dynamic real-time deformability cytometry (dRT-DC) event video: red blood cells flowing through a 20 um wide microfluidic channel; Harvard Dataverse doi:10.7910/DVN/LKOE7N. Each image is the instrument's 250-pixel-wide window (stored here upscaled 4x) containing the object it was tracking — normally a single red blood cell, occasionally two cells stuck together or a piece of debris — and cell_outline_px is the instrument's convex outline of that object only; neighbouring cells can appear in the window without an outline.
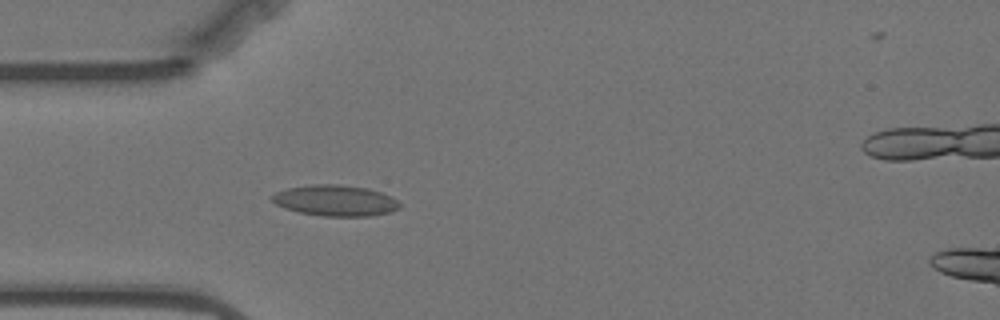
{"species": "Egyptian fruit bat (a non-hibernating species)", "species_latin": "Rousettus aegyptiacus", "temperature_condition": "warm", "stored_images_in_passage": 58, "segment_of_instrument_passage": [1, 2], "camera_frame_rate_fps": 3000, "um_per_image_px": 0.085, "animal": {"sex": "female"}, "frame": {"image": 1, "passage_image": 16, "time_ms": 5.0, "image_size_px": [1000, 320], "cell_outline_px": [[400, 208], [392, 212], [372, 216], [324, 216], [300, 212], [284, 208], [276, 204], [268, 196], [276, 192], [288, 188], [312, 184], [340, 184], [368, 188], [392, 196], [400, 204]], "centroid_in_image_um": [28.51, 17.04], "position_along_channel_um": 56.5, "area_um2": 23.18}}
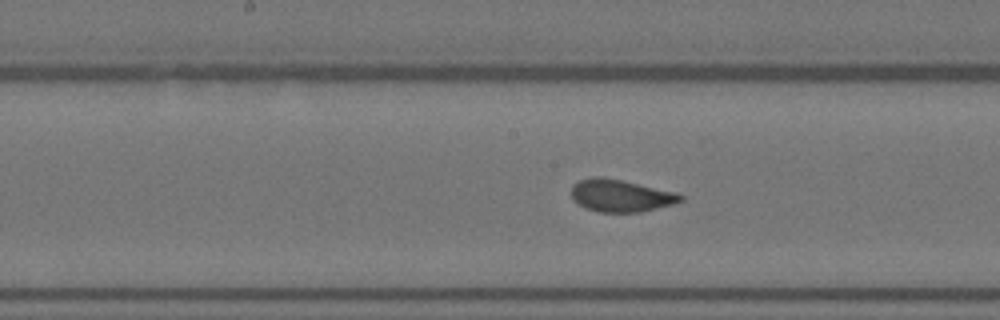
{"frame": {"image": 2, "passage_image": 28, "time_ms": 9.0, "image_size_px": [1000, 320], "cell_outline_px": [[684, 200], [672, 204], [640, 212], [600, 212], [584, 208], [572, 200], [572, 184], [580, 180], [592, 176], [604, 176], [676, 192], [684, 196]], "centroid_in_image_um": [52.73, 16.62], "position_along_channel_um": 195.5, "area_um2": 20.69}}
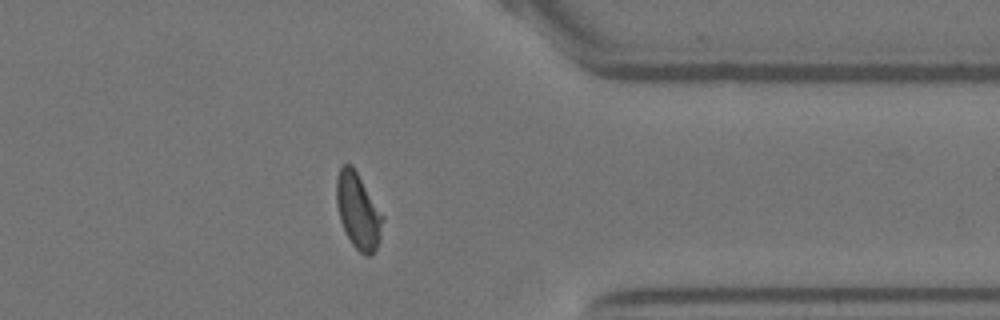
{"frame": {"image": 3, "passage_image": 45, "time_ms": 14.667, "image_size_px": [1000, 320], "cell_outline_px": [[384, 220], [380, 240], [372, 256], [364, 256], [352, 244], [340, 220], [336, 204], [336, 176], [340, 168], [344, 164], [352, 164], [384, 216]], "centroid_in_image_um": [30.45, 17.94], "position_along_channel_um": 381.0, "area_um2": 20.52}}